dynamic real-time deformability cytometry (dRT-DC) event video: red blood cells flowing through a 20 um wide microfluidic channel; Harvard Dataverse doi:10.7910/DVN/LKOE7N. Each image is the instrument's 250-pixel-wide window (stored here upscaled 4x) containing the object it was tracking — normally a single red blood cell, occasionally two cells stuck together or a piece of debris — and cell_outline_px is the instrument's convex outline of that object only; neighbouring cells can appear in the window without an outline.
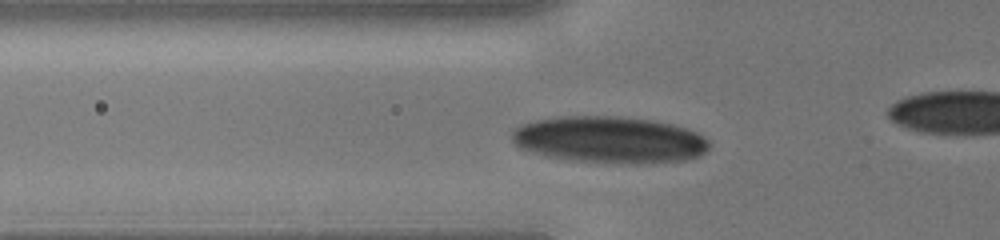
{"species": "human", "species_latin": "Homo sapiens", "temperature_condition": "cold", "stored_images_in_passage": 35, "camera_frame_rate_fps": 3000, "um_per_image_px": 0.085, "donor": {"sex": "male"}, "frame": {"image": 1, "passage_image": 12, "time_ms": 3.667, "image_size_px": [1000, 240], "cell_outline_px": [[712, 144], [704, 152], [688, 160], [640, 164], [620, 164], [576, 160], [544, 156], [520, 148], [512, 140], [512, 128], [520, 124], [532, 120], [556, 116], [620, 116], [652, 120], [672, 124], [688, 128], [704, 136]], "centroid_in_image_um": [51.8, 11.87], "position_along_channel_um": 74.0, "area_um2": 54.39}}
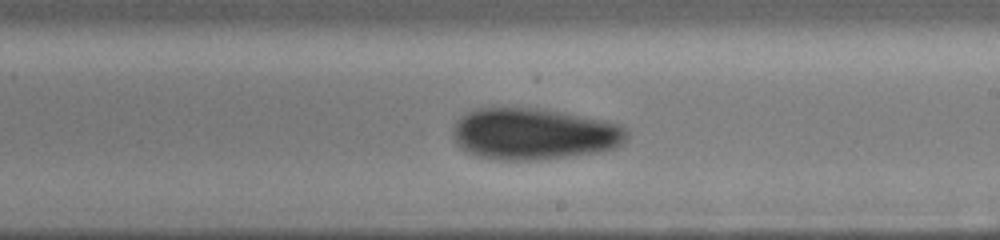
{"frame": {"image": 2, "passage_image": 23, "time_ms": 7.333, "image_size_px": [1000, 240], "cell_outline_px": [[628, 140], [624, 144], [616, 148], [600, 152], [540, 160], [504, 160], [476, 156], [464, 152], [456, 144], [452, 136], [452, 128], [456, 120], [460, 116], [476, 108], [544, 108], [604, 120], [620, 124], [628, 128]], "centroid_in_image_um": [45.4, 11.39], "position_along_channel_um": 243.6, "area_um2": 53.23}}
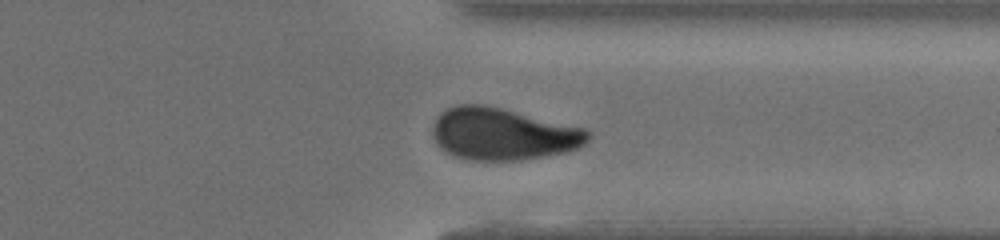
{"frame": {"image": 3, "passage_image": 31, "time_ms": 10.0, "image_size_px": [1000, 240], "cell_outline_px": [[592, 136], [584, 144], [568, 152], [520, 160], [468, 160], [452, 156], [444, 152], [436, 144], [432, 136], [432, 128], [436, 116], [440, 112], [456, 104], [484, 104], [584, 128]], "centroid_in_image_um": [42.68, 11.4], "position_along_channel_um": 368.7, "area_um2": 47.4}}